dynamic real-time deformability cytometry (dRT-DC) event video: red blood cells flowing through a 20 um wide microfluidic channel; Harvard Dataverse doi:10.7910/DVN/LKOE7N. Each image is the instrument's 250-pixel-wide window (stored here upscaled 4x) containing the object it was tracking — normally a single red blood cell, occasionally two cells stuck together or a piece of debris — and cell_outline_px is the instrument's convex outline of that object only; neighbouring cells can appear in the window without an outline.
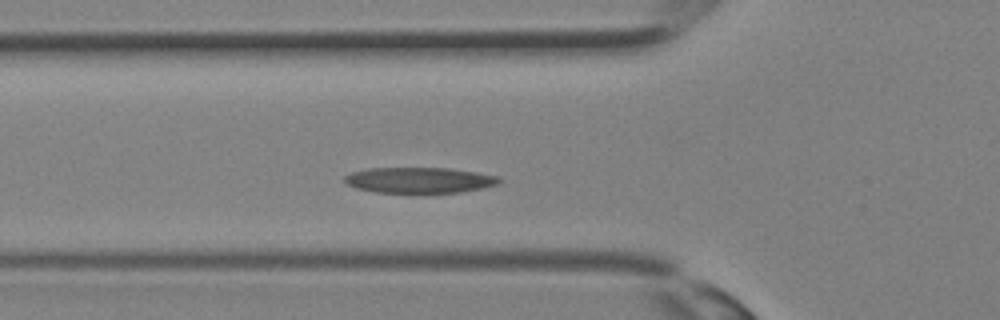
{"species": "Egyptian fruit bat (a non-hibernating species)", "species_latin": "Rousettus aegyptiacus", "temperature_condition": "room temperature", "stored_images_in_passage": 31, "segment_of_instrument_passage": [1, 2], "camera_frame_rate_fps": 3000, "um_per_image_px": 0.085, "animal": {"sex": "female"}, "frame": {"image": 1, "passage_image": 8, "time_ms": 2.333, "image_size_px": [1000, 320], "cell_outline_px": [[504, 180], [500, 184], [460, 192], [376, 192], [356, 188], [348, 184], [344, 180], [344, 176], [352, 172], [368, 168], [448, 168], [476, 172], [500, 176]], "centroid_in_image_um": [35.69, 15.3], "position_along_channel_um": 90.1, "area_um2": 23.06}}
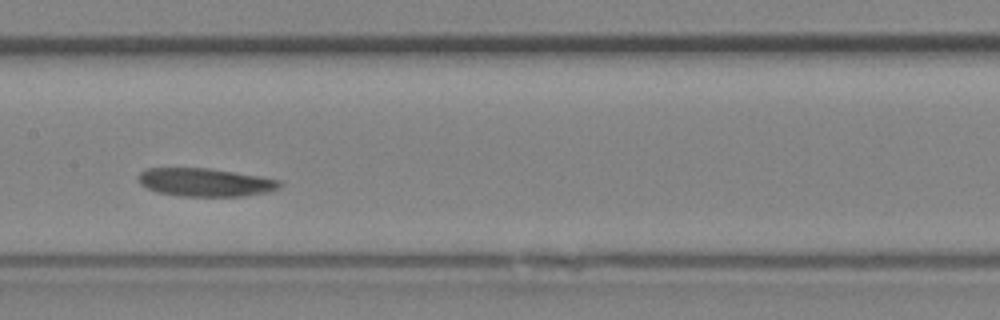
{"frame": {"image": 2, "passage_image": 13, "time_ms": 4.0, "image_size_px": [1000, 320], "cell_outline_px": [[284, 184], [280, 188], [268, 192], [244, 196], [184, 196], [156, 192], [140, 184], [136, 176], [140, 172], [148, 168], [208, 168], [260, 176], [280, 180]], "centroid_in_image_um": [17.46, 15.49], "position_along_channel_um": 189.9, "area_um2": 23.35}}
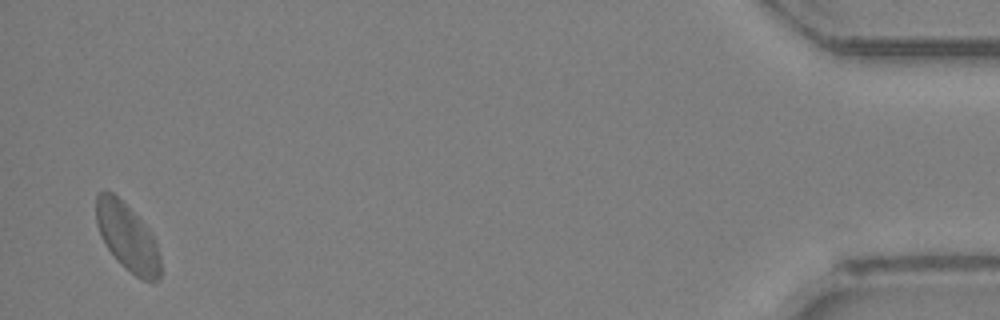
{"frame": {"image": 3, "passage_image": 29, "time_ms": 9.333, "image_size_px": [1000, 320], "cell_outline_px": [[160, 280], [152, 284], [136, 276], [116, 260], [100, 236], [96, 224], [96, 196], [104, 188], [112, 192], [144, 224], [152, 236], [156, 244], [160, 256]], "centroid_in_image_um": [10.81, 20.19], "position_along_channel_um": 424.4, "area_um2": 25.09}}